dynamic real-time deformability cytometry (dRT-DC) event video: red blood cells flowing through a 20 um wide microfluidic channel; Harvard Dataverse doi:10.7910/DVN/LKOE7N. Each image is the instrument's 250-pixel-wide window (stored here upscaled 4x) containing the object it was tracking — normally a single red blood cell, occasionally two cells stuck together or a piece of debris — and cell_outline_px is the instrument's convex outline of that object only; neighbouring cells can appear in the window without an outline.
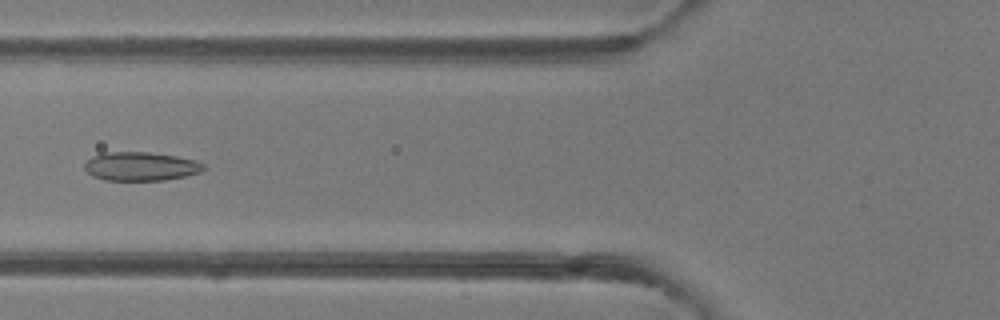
{"species": "common noctule bat (a hibernating species)", "species_latin": "Nyctalus noctula", "temperature_condition": "room temperature", "stored_images_in_passage": 50, "camera_frame_rate_fps": 3000, "um_per_image_px": 0.085, "animal": {"sex": "female"}, "frame": {"image": 1, "passage_image": 20, "time_ms": 6.333, "image_size_px": [1000, 320], "cell_outline_px": [[204, 168], [200, 172], [184, 176], [164, 180], [104, 180], [92, 176], [84, 168], [84, 164], [92, 156], [104, 152], [148, 152], [176, 156], [196, 160], [204, 164]], "centroid_in_image_um": [11.94, 14.14], "position_along_channel_um": 113.9, "area_um2": 19.88}}
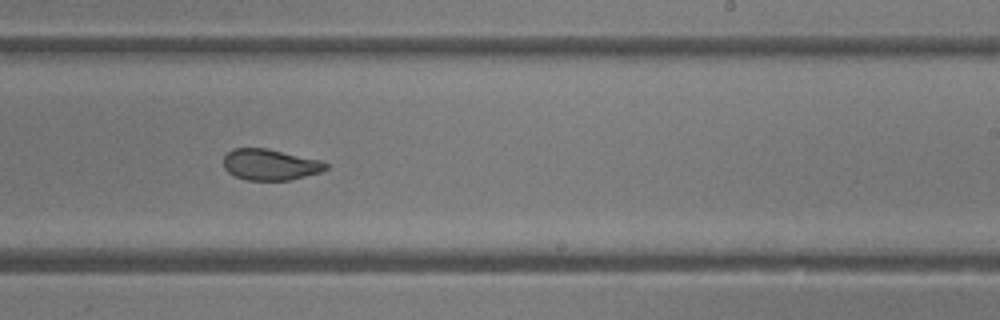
{"frame": {"image": 2, "passage_image": 31, "time_ms": 10.0, "image_size_px": [1000, 320], "cell_outline_px": [[328, 168], [320, 172], [292, 180], [248, 180], [236, 176], [228, 172], [224, 168], [224, 156], [232, 148], [264, 148], [320, 160], [328, 164]], "centroid_in_image_um": [22.96, 14.0], "position_along_channel_um": 266.0, "area_um2": 18.38}}
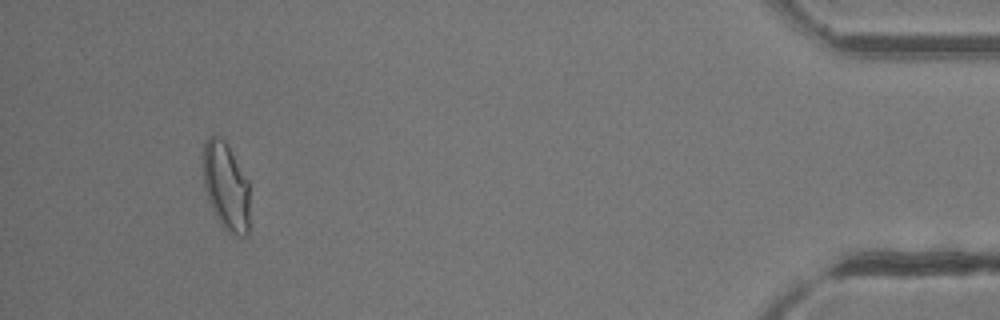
{"frame": {"image": 3, "passage_image": 47, "time_ms": 15.333, "image_size_px": [1000, 320], "cell_outline_px": [[248, 236], [232, 236], [220, 224], [208, 200], [204, 184], [200, 164], [200, 160], [204, 144], [208, 136], [216, 136], [224, 140], [228, 144], [248, 180]], "centroid_in_image_um": [19.17, 15.81], "position_along_channel_um": 416.0, "area_um2": 24.39}, "authors_computed_cell_mechanics": {"area_um2": 21.4149, "velocity_mm_per_s": 4.1543, "shape_relaxation_time_tau1_ms": 6.9789, "shape_relaxation_time_tau2_ms": 1.2648, "deformation_change_tau1": 0.1557, "deformation_change_tau2": 0.0611}}